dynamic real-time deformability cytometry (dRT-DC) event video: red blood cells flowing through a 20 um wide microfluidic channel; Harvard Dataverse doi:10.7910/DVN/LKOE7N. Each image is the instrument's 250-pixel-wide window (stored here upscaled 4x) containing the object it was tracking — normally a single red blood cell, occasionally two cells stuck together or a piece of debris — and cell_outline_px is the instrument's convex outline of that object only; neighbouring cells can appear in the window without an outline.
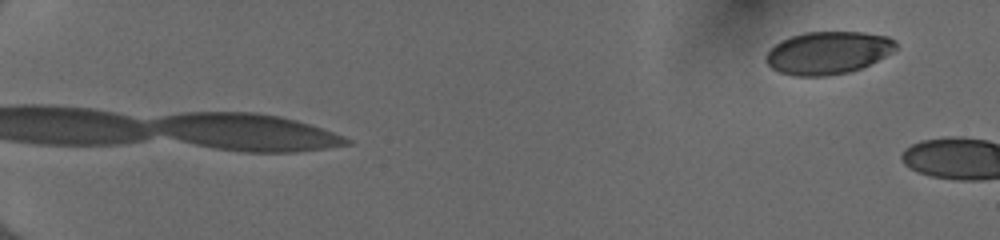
{"species": "human", "species_latin": "Homo sapiens", "temperature_condition": "cold", "stored_images_in_passage": 20, "camera_frame_rate_fps": 3000, "um_per_image_px": 0.085, "donor": {"sex": "female"}, "frame": {"image": 1, "passage_image": 1, "time_ms": 0.0, "image_size_px": [1000, 240], "cell_outline_px": [[896, 48], [892, 52], [860, 68], [848, 72], [828, 76], [792, 76], [780, 72], [772, 68], [764, 60], [764, 56], [780, 40], [804, 32], [864, 32], [888, 36], [896, 40]], "centroid_in_image_um": [70.35, 4.48], "position_along_channel_um": 14.6, "area_um2": 32.25}}
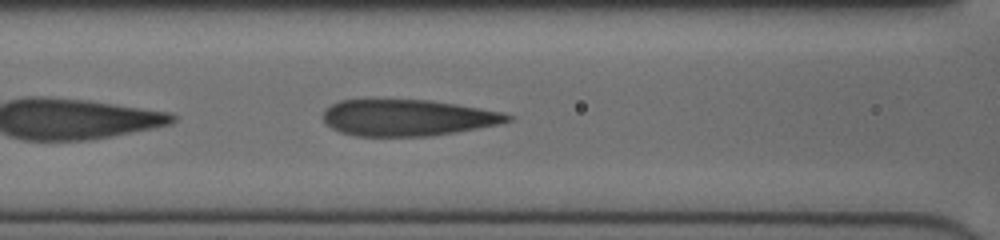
{"frame": {"image": 2, "passage_image": 7, "time_ms": 2.0, "image_size_px": [1000, 240], "cell_outline_px": [[512, 120], [500, 124], [456, 132], [428, 136], [356, 136], [340, 132], [332, 128], [324, 120], [324, 108], [340, 100], [368, 96], [372, 96], [432, 100], [456, 104], [500, 112], [512, 116]], "centroid_in_image_um": [34.55, 9.95], "position_along_channel_um": 132.0, "area_um2": 40.29}}
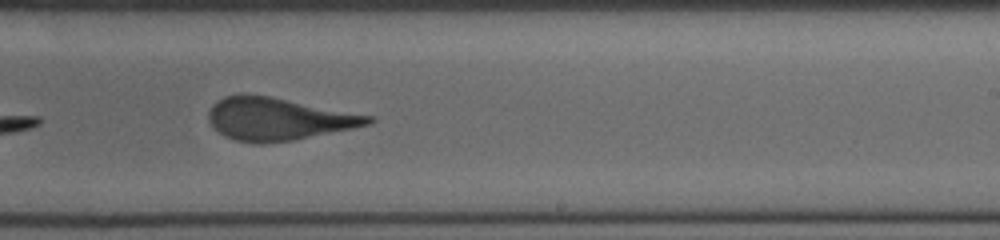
{"frame": {"image": 3, "passage_image": 17, "time_ms": 5.333, "image_size_px": [1000, 240], "cell_outline_px": [[376, 120], [372, 124], [292, 140], [264, 144], [256, 144], [236, 140], [224, 136], [208, 120], [208, 112], [212, 104], [216, 100], [224, 96], [268, 96], [376, 116]], "centroid_in_image_um": [23.69, 10.13], "position_along_channel_um": 265.3, "area_um2": 39.19}}